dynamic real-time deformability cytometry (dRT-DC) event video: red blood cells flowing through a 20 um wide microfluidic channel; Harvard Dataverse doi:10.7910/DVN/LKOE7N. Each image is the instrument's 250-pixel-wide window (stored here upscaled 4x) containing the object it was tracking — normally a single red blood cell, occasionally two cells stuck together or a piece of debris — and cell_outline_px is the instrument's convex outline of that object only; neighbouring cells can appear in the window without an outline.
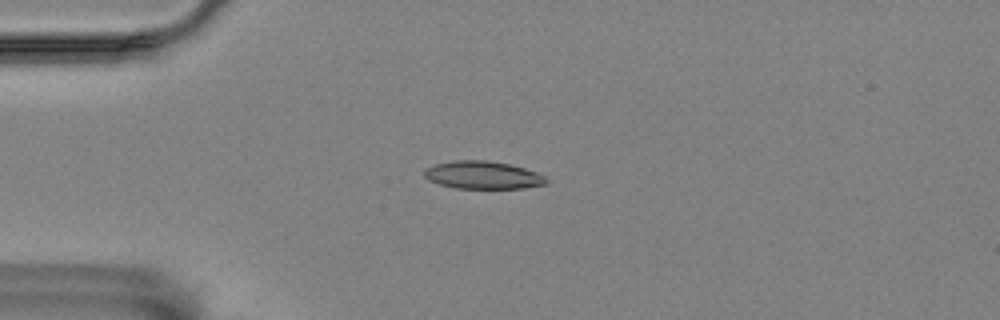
{"species": "Egyptian fruit bat (a non-hibernating species)", "species_latin": "Rousettus aegyptiacus", "temperature_condition": "room temperature", "stored_images_in_passage": 42, "camera_frame_rate_fps": 3000, "um_per_image_px": 0.085, "animal": {"sex": "female"}, "frame": {"image": 1, "passage_image": 1, "time_ms": 0.0, "image_size_px": [1000, 320], "cell_outline_px": [[548, 184], [524, 188], [456, 188], [440, 184], [428, 180], [424, 176], [424, 168], [436, 164], [452, 160], [484, 160], [508, 164], [524, 168], [536, 172], [544, 176], [548, 180]], "centroid_in_image_um": [41.03, 14.88], "position_along_channel_um": 44.0, "area_um2": 19.71}}
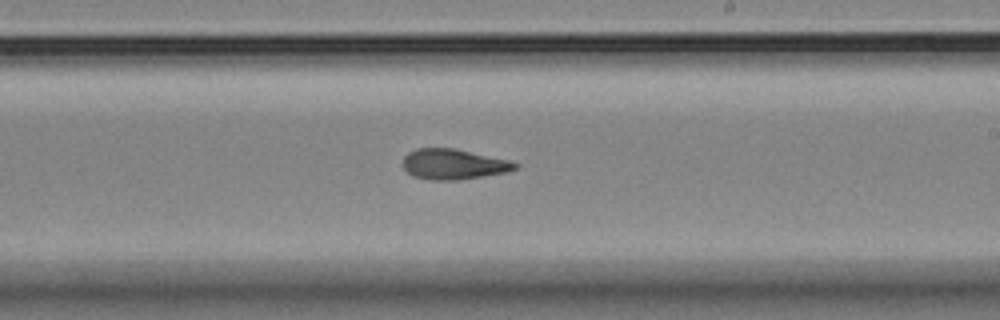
{"frame": {"image": 2, "passage_image": 20, "time_ms": 6.333, "image_size_px": [1000, 320], "cell_outline_px": [[520, 164], [516, 168], [508, 172], [460, 180], [428, 180], [412, 176], [404, 168], [404, 156], [408, 152], [416, 148], [452, 148], [508, 160]], "centroid_in_image_um": [38.53, 13.97], "position_along_channel_um": 250.5, "area_um2": 19.83}}
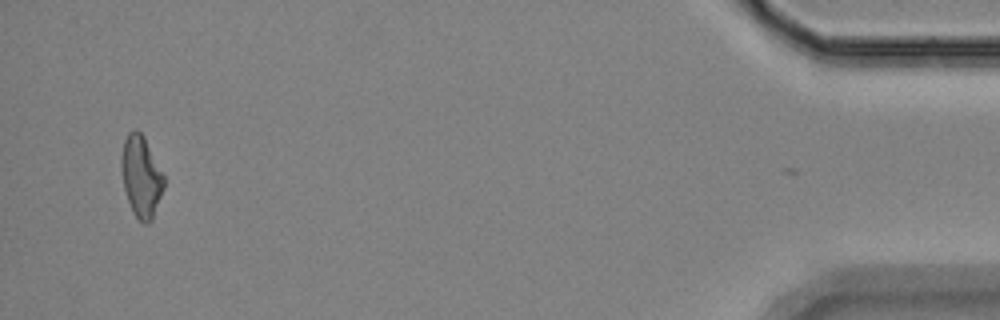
{"frame": {"image": 3, "passage_image": 41, "time_ms": 13.333, "image_size_px": [1000, 320], "cell_outline_px": [[164, 188], [152, 220], [148, 224], [144, 224], [132, 212], [124, 188], [120, 164], [120, 156], [124, 140], [128, 132], [136, 128], [144, 136], [164, 176]], "centroid_in_image_um": [11.98, 14.99], "position_along_channel_um": 423.2, "area_um2": 20.23}, "authors_computed_cell_mechanics": {"area_um2": 19.8832, "velocity_mm_per_s": 3.5753, "shape_relaxation_time_tau1_ms": null, "shape_relaxation_time_tau2_ms": 3.5561, "deformation_change_tau1": null, "deformation_change_tau2": 0.117}}